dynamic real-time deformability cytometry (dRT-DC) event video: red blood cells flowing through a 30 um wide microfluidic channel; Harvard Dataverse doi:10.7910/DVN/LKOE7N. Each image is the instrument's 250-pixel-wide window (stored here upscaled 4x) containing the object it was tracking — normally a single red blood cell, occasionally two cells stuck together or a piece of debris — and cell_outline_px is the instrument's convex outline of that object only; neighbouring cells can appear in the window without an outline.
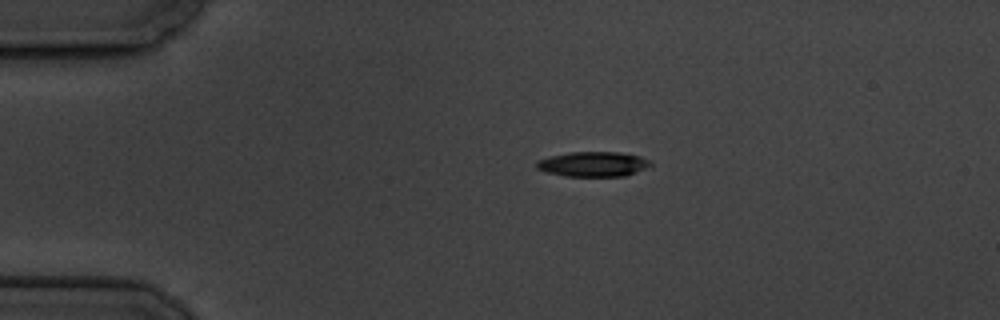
{"species": "common noctule bat (a hibernating species)", "species_latin": "Nyctalus noctula", "temperature_condition": "cold", "stored_images_in_passage": 5, "camera_frame_rate_fps": 3000, "um_per_image_px": 0.085, "animal": {"sex": "male", "body_mass_g": 19.5, "forearm_length_mm": 54.6}, "frame": {"image": 1, "passage_image": 3, "time_ms": 2.0, "image_size_px": [1000, 320], "cell_outline_px": [[652, 164], [636, 172], [624, 176], [564, 176], [544, 172], [536, 168], [536, 160], [568, 152], [620, 152], [640, 156], [648, 160]], "centroid_in_image_um": [50.37, 13.95], "position_along_channel_um": 34.6, "area_um2": 16.53}}
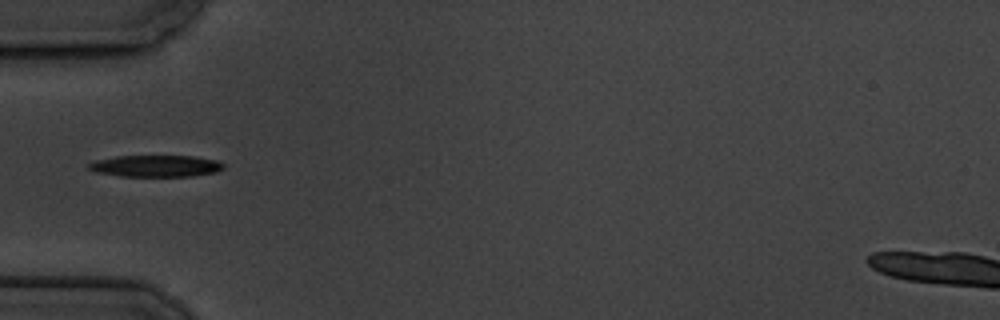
{"frame": {"image": 2, "passage_image": 5, "time_ms": 4.333, "image_size_px": [1000, 320], "cell_outline_px": [[224, 168], [216, 172], [192, 176], [120, 176], [96, 172], [88, 168], [88, 164], [96, 160], [116, 156], [196, 156], [216, 160], [224, 164]], "centroid_in_image_um": [13.26, 14.1], "position_along_channel_um": 71.7, "area_um2": 16.99}}